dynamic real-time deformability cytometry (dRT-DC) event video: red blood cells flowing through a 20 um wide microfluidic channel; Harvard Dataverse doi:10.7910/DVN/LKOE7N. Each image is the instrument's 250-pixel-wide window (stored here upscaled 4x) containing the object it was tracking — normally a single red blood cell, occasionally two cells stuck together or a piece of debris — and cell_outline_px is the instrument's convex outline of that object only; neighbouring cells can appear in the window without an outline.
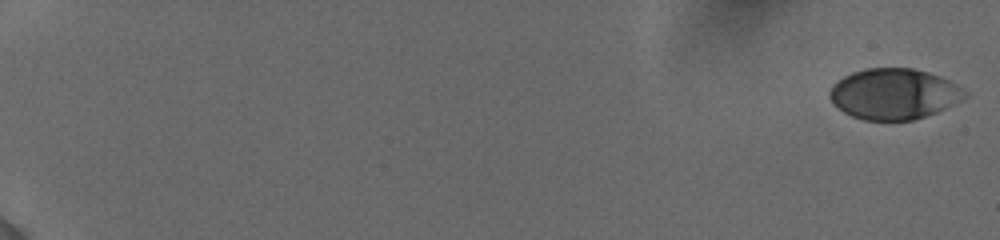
{"species": "human", "species_latin": "Homo sapiens", "temperature_condition": "cold", "stored_images_in_passage": 77, "camera_frame_rate_fps": 3000, "um_per_image_px": 0.085, "donor": {"sex": "female"}, "frame": {"image": 1, "passage_image": 1, "time_ms": 0.0, "image_size_px": [1000, 240], "cell_outline_px": [[968, 92], [964, 96], [944, 108], [936, 112], [912, 120], [864, 120], [852, 116], [844, 112], [828, 96], [828, 92], [832, 84], [836, 80], [852, 72], [864, 68], [912, 68], [928, 72], [940, 76], [956, 84]], "centroid_in_image_um": [75.93, 7.96], "position_along_channel_um": 9.1, "area_um2": 39.65}}
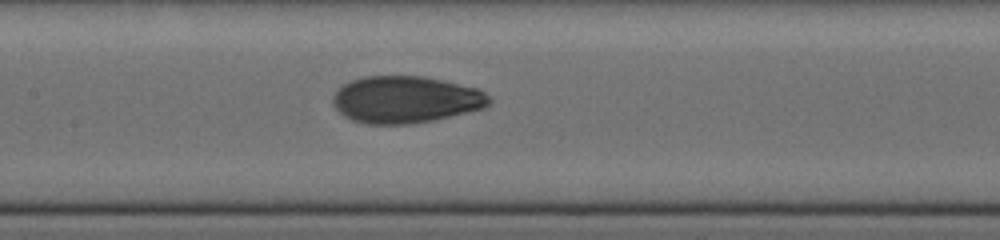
{"frame": {"image": 2, "passage_image": 41, "time_ms": 10.0, "image_size_px": [1000, 240], "cell_outline_px": [[492, 100], [484, 108], [432, 120], [412, 124], [368, 124], [352, 120], [344, 116], [332, 104], [332, 96], [344, 84], [352, 80], [364, 76], [424, 76], [480, 88]], "centroid_in_image_um": [34.48, 8.46], "position_along_channel_um": 172.9, "area_um2": 42.77}}
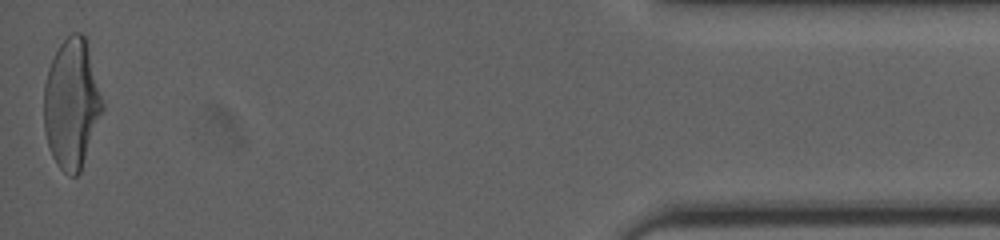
{"frame": {"image": 3, "passage_image": 76, "time_ms": 18.333, "image_size_px": [1000, 240], "cell_outline_px": [[104, 108], [80, 172], [76, 176], [68, 176], [56, 164], [52, 156], [44, 132], [44, 84], [48, 68], [60, 44], [72, 32], [80, 32], [88, 40], [104, 104]], "centroid_in_image_um": [6.1, 8.8], "position_along_channel_um": 429.1, "area_um2": 44.56}, "authors_computed_cell_mechanics": {"area_um2": 41.8472, "velocity_mm_per_s": 3.8656, "shape_relaxation_time_tau1_ms": 4.8876, "shape_relaxation_time_tau2_ms": 1.0641, "deformation_change_tau1": 0.1935, "deformation_change_tau2": 0.0526}}